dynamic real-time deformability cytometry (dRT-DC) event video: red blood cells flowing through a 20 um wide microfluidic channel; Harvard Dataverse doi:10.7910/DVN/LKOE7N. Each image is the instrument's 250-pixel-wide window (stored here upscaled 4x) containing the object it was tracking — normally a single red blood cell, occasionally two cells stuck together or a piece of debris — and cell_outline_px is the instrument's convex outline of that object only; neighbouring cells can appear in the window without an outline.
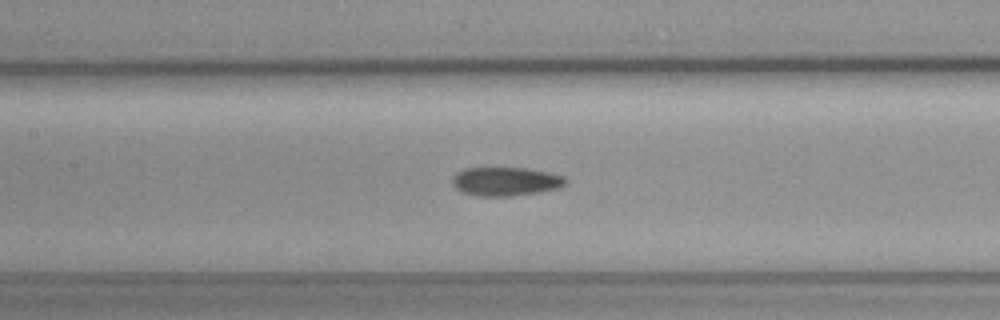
{"species": "common noctule bat (a hibernating species)", "species_latin": "Nyctalus noctula", "temperature_condition": "cold", "stored_images_in_passage": 43, "camera_frame_rate_fps": 3000, "um_per_image_px": 0.085, "animal": {"sex": "female", "body_mass_g": 19.3, "forearm_length_mm": 54.1}, "frame": {"image": 1, "passage_image": 19, "time_ms": 6.0, "image_size_px": [1000, 320], "cell_outline_px": [[568, 184], [560, 188], [540, 192], [512, 196], [476, 196], [460, 192], [452, 184], [452, 180], [456, 172], [464, 168], [528, 168], [548, 172], [564, 176], [568, 180]], "centroid_in_image_um": [43.0, 15.43], "position_along_channel_um": 164.4, "area_um2": 19.31}}